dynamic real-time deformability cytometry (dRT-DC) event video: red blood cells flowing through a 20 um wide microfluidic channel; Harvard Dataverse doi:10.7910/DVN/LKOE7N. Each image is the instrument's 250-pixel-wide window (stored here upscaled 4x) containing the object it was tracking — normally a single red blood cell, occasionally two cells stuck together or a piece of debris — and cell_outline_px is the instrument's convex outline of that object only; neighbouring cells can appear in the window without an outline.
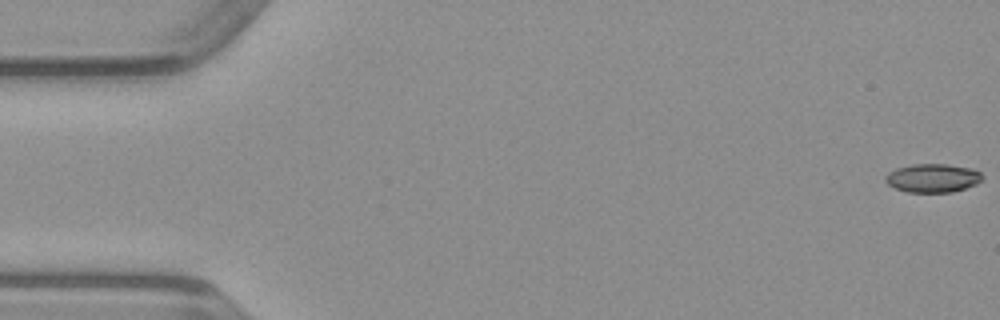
{"species": "common noctule bat (a hibernating species)", "species_latin": "Nyctalus noctula", "temperature_condition": "warm", "stored_images_in_passage": 50, "camera_frame_rate_fps": 3000, "um_per_image_px": 0.085, "animal": {"sex": "male", "body_mass_g": 23.1, "forearm_length_mm": 52.7}, "frame": {"image": 1, "passage_image": 1, "time_ms": 0.0, "image_size_px": [1000, 320], "cell_outline_px": [[984, 180], [976, 184], [952, 192], [908, 192], [896, 188], [888, 184], [884, 180], [884, 176], [888, 172], [896, 168], [912, 164], [948, 164], [972, 168], [980, 172], [984, 176]], "centroid_in_image_um": [79.29, 15.12], "position_along_channel_um": 5.7, "area_um2": 16.3}}
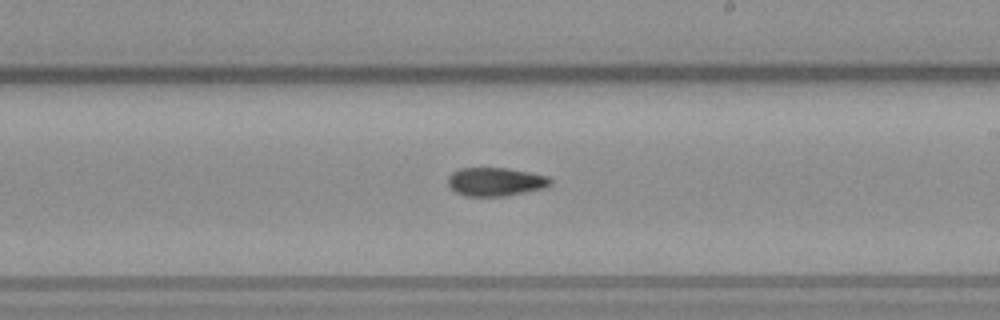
{"frame": {"image": 2, "passage_image": 29, "time_ms": 9.333, "image_size_px": [1000, 320], "cell_outline_px": [[552, 184], [544, 188], [504, 196], [464, 196], [456, 192], [448, 184], [448, 176], [452, 172], [460, 168], [508, 168], [548, 176], [552, 180]], "centroid_in_image_um": [42.12, 15.44], "position_along_channel_um": 246.9, "area_um2": 16.99}}
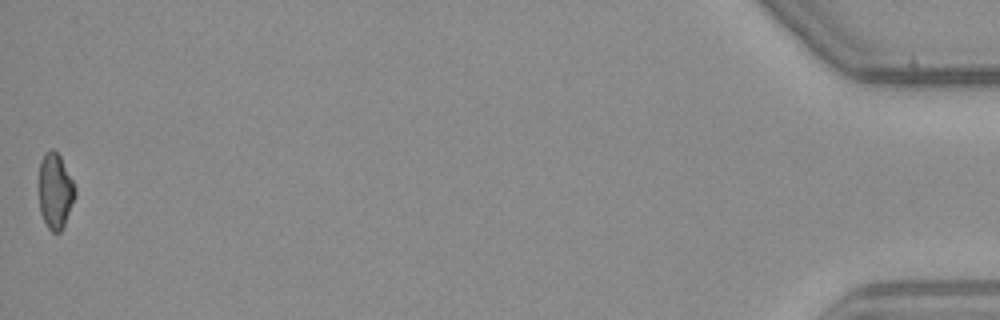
{"frame": {"image": 3, "passage_image": 50, "time_ms": 16.333, "image_size_px": [1000, 320], "cell_outline_px": [[76, 196], [64, 224], [60, 232], [52, 232], [48, 228], [40, 212], [40, 160], [44, 152], [52, 148], [60, 156], [76, 188]], "centroid_in_image_um": [4.7, 16.22], "position_along_channel_um": 430.5, "area_um2": 15.72}}